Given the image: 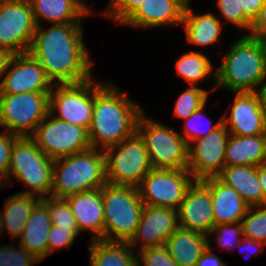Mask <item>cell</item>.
<instances>
[{
    "mask_svg": "<svg viewBox=\"0 0 266 266\" xmlns=\"http://www.w3.org/2000/svg\"><path fill=\"white\" fill-rule=\"evenodd\" d=\"M82 23L52 24L47 30L36 26L29 52L40 62L47 77L58 84L91 79L94 63L83 43Z\"/></svg>",
    "mask_w": 266,
    "mask_h": 266,
    "instance_id": "1",
    "label": "cell"
},
{
    "mask_svg": "<svg viewBox=\"0 0 266 266\" xmlns=\"http://www.w3.org/2000/svg\"><path fill=\"white\" fill-rule=\"evenodd\" d=\"M143 107L128 98L113 83L94 80V106L88 128L92 148L104 150L137 132Z\"/></svg>",
    "mask_w": 266,
    "mask_h": 266,
    "instance_id": "2",
    "label": "cell"
},
{
    "mask_svg": "<svg viewBox=\"0 0 266 266\" xmlns=\"http://www.w3.org/2000/svg\"><path fill=\"white\" fill-rule=\"evenodd\" d=\"M215 88L232 92H255L266 76L265 55L260 40L249 34L232 43L215 70Z\"/></svg>",
    "mask_w": 266,
    "mask_h": 266,
    "instance_id": "3",
    "label": "cell"
},
{
    "mask_svg": "<svg viewBox=\"0 0 266 266\" xmlns=\"http://www.w3.org/2000/svg\"><path fill=\"white\" fill-rule=\"evenodd\" d=\"M107 182L104 150L90 148L54 160L51 196L65 198L102 188Z\"/></svg>",
    "mask_w": 266,
    "mask_h": 266,
    "instance_id": "4",
    "label": "cell"
},
{
    "mask_svg": "<svg viewBox=\"0 0 266 266\" xmlns=\"http://www.w3.org/2000/svg\"><path fill=\"white\" fill-rule=\"evenodd\" d=\"M104 240L129 242L141 219L144 204L137 187L112 185L102 187Z\"/></svg>",
    "mask_w": 266,
    "mask_h": 266,
    "instance_id": "5",
    "label": "cell"
},
{
    "mask_svg": "<svg viewBox=\"0 0 266 266\" xmlns=\"http://www.w3.org/2000/svg\"><path fill=\"white\" fill-rule=\"evenodd\" d=\"M54 160L46 155L31 137H20L12 148L7 184L12 177L24 183V188L31 189L19 192L44 198L51 195Z\"/></svg>",
    "mask_w": 266,
    "mask_h": 266,
    "instance_id": "6",
    "label": "cell"
},
{
    "mask_svg": "<svg viewBox=\"0 0 266 266\" xmlns=\"http://www.w3.org/2000/svg\"><path fill=\"white\" fill-rule=\"evenodd\" d=\"M152 168L187 169L188 144L176 130L149 119L143 112L137 122Z\"/></svg>",
    "mask_w": 266,
    "mask_h": 266,
    "instance_id": "7",
    "label": "cell"
},
{
    "mask_svg": "<svg viewBox=\"0 0 266 266\" xmlns=\"http://www.w3.org/2000/svg\"><path fill=\"white\" fill-rule=\"evenodd\" d=\"M106 178L112 185L137 187L153 169L145 142L136 132L119 144L104 149Z\"/></svg>",
    "mask_w": 266,
    "mask_h": 266,
    "instance_id": "8",
    "label": "cell"
},
{
    "mask_svg": "<svg viewBox=\"0 0 266 266\" xmlns=\"http://www.w3.org/2000/svg\"><path fill=\"white\" fill-rule=\"evenodd\" d=\"M49 96L50 92L0 94V127L20 137H31L49 113Z\"/></svg>",
    "mask_w": 266,
    "mask_h": 266,
    "instance_id": "9",
    "label": "cell"
},
{
    "mask_svg": "<svg viewBox=\"0 0 266 266\" xmlns=\"http://www.w3.org/2000/svg\"><path fill=\"white\" fill-rule=\"evenodd\" d=\"M93 106V78L80 83H55L50 92L49 113L59 120L87 130L91 124ZM56 112L58 114L55 115Z\"/></svg>",
    "mask_w": 266,
    "mask_h": 266,
    "instance_id": "10",
    "label": "cell"
},
{
    "mask_svg": "<svg viewBox=\"0 0 266 266\" xmlns=\"http://www.w3.org/2000/svg\"><path fill=\"white\" fill-rule=\"evenodd\" d=\"M194 181L188 169L153 168L137 190L144 205L177 210Z\"/></svg>",
    "mask_w": 266,
    "mask_h": 266,
    "instance_id": "11",
    "label": "cell"
},
{
    "mask_svg": "<svg viewBox=\"0 0 266 266\" xmlns=\"http://www.w3.org/2000/svg\"><path fill=\"white\" fill-rule=\"evenodd\" d=\"M31 138L51 159L66 157L91 148L88 130L48 113Z\"/></svg>",
    "mask_w": 266,
    "mask_h": 266,
    "instance_id": "12",
    "label": "cell"
},
{
    "mask_svg": "<svg viewBox=\"0 0 266 266\" xmlns=\"http://www.w3.org/2000/svg\"><path fill=\"white\" fill-rule=\"evenodd\" d=\"M36 23L29 0H0V46L14 55L29 52Z\"/></svg>",
    "mask_w": 266,
    "mask_h": 266,
    "instance_id": "13",
    "label": "cell"
},
{
    "mask_svg": "<svg viewBox=\"0 0 266 266\" xmlns=\"http://www.w3.org/2000/svg\"><path fill=\"white\" fill-rule=\"evenodd\" d=\"M230 132L222 123L217 129L188 146L187 169L195 180L216 177L225 167Z\"/></svg>",
    "mask_w": 266,
    "mask_h": 266,
    "instance_id": "14",
    "label": "cell"
},
{
    "mask_svg": "<svg viewBox=\"0 0 266 266\" xmlns=\"http://www.w3.org/2000/svg\"><path fill=\"white\" fill-rule=\"evenodd\" d=\"M5 73L0 83V94L51 92L54 85L30 52L13 55Z\"/></svg>",
    "mask_w": 266,
    "mask_h": 266,
    "instance_id": "15",
    "label": "cell"
},
{
    "mask_svg": "<svg viewBox=\"0 0 266 266\" xmlns=\"http://www.w3.org/2000/svg\"><path fill=\"white\" fill-rule=\"evenodd\" d=\"M178 227L176 209L145 205L135 234L128 243L135 250L142 242L139 251L162 246Z\"/></svg>",
    "mask_w": 266,
    "mask_h": 266,
    "instance_id": "16",
    "label": "cell"
},
{
    "mask_svg": "<svg viewBox=\"0 0 266 266\" xmlns=\"http://www.w3.org/2000/svg\"><path fill=\"white\" fill-rule=\"evenodd\" d=\"M179 227L209 236L215 226L210 190L195 180L177 208Z\"/></svg>",
    "mask_w": 266,
    "mask_h": 266,
    "instance_id": "17",
    "label": "cell"
},
{
    "mask_svg": "<svg viewBox=\"0 0 266 266\" xmlns=\"http://www.w3.org/2000/svg\"><path fill=\"white\" fill-rule=\"evenodd\" d=\"M234 103L230 115L222 123L232 135L256 136L266 134V118L255 92H232Z\"/></svg>",
    "mask_w": 266,
    "mask_h": 266,
    "instance_id": "18",
    "label": "cell"
},
{
    "mask_svg": "<svg viewBox=\"0 0 266 266\" xmlns=\"http://www.w3.org/2000/svg\"><path fill=\"white\" fill-rule=\"evenodd\" d=\"M75 217L79 232L90 230L91 240H104L102 188L65 197Z\"/></svg>",
    "mask_w": 266,
    "mask_h": 266,
    "instance_id": "19",
    "label": "cell"
},
{
    "mask_svg": "<svg viewBox=\"0 0 266 266\" xmlns=\"http://www.w3.org/2000/svg\"><path fill=\"white\" fill-rule=\"evenodd\" d=\"M200 181L210 190L215 225L241 223L250 207L245 200L217 177Z\"/></svg>",
    "mask_w": 266,
    "mask_h": 266,
    "instance_id": "20",
    "label": "cell"
},
{
    "mask_svg": "<svg viewBox=\"0 0 266 266\" xmlns=\"http://www.w3.org/2000/svg\"><path fill=\"white\" fill-rule=\"evenodd\" d=\"M183 12L173 0H143L121 25L143 29L182 25Z\"/></svg>",
    "mask_w": 266,
    "mask_h": 266,
    "instance_id": "21",
    "label": "cell"
},
{
    "mask_svg": "<svg viewBox=\"0 0 266 266\" xmlns=\"http://www.w3.org/2000/svg\"><path fill=\"white\" fill-rule=\"evenodd\" d=\"M36 26L41 19L50 24L82 23V18L92 14L83 0H29Z\"/></svg>",
    "mask_w": 266,
    "mask_h": 266,
    "instance_id": "22",
    "label": "cell"
},
{
    "mask_svg": "<svg viewBox=\"0 0 266 266\" xmlns=\"http://www.w3.org/2000/svg\"><path fill=\"white\" fill-rule=\"evenodd\" d=\"M52 223L48 207L40 200L32 209L20 245L41 262L48 257V233Z\"/></svg>",
    "mask_w": 266,
    "mask_h": 266,
    "instance_id": "23",
    "label": "cell"
},
{
    "mask_svg": "<svg viewBox=\"0 0 266 266\" xmlns=\"http://www.w3.org/2000/svg\"><path fill=\"white\" fill-rule=\"evenodd\" d=\"M216 177L233 188L249 206L263 205V191L257 166H225Z\"/></svg>",
    "mask_w": 266,
    "mask_h": 266,
    "instance_id": "24",
    "label": "cell"
},
{
    "mask_svg": "<svg viewBox=\"0 0 266 266\" xmlns=\"http://www.w3.org/2000/svg\"><path fill=\"white\" fill-rule=\"evenodd\" d=\"M266 163V134L237 136L230 134L225 151V166H260Z\"/></svg>",
    "mask_w": 266,
    "mask_h": 266,
    "instance_id": "25",
    "label": "cell"
},
{
    "mask_svg": "<svg viewBox=\"0 0 266 266\" xmlns=\"http://www.w3.org/2000/svg\"><path fill=\"white\" fill-rule=\"evenodd\" d=\"M165 246L178 266H196L208 247V237L182 227L166 240Z\"/></svg>",
    "mask_w": 266,
    "mask_h": 266,
    "instance_id": "26",
    "label": "cell"
},
{
    "mask_svg": "<svg viewBox=\"0 0 266 266\" xmlns=\"http://www.w3.org/2000/svg\"><path fill=\"white\" fill-rule=\"evenodd\" d=\"M194 12L191 7L183 12L181 26L185 28L187 43L209 46L218 42L223 27L221 18L216 17L212 12L202 15H197Z\"/></svg>",
    "mask_w": 266,
    "mask_h": 266,
    "instance_id": "27",
    "label": "cell"
},
{
    "mask_svg": "<svg viewBox=\"0 0 266 266\" xmlns=\"http://www.w3.org/2000/svg\"><path fill=\"white\" fill-rule=\"evenodd\" d=\"M89 266H137V255L128 242L89 240Z\"/></svg>",
    "mask_w": 266,
    "mask_h": 266,
    "instance_id": "28",
    "label": "cell"
},
{
    "mask_svg": "<svg viewBox=\"0 0 266 266\" xmlns=\"http://www.w3.org/2000/svg\"><path fill=\"white\" fill-rule=\"evenodd\" d=\"M41 199L34 195L16 193L5 200L4 212L0 211L3 228L13 240L20 238L34 206Z\"/></svg>",
    "mask_w": 266,
    "mask_h": 266,
    "instance_id": "29",
    "label": "cell"
},
{
    "mask_svg": "<svg viewBox=\"0 0 266 266\" xmlns=\"http://www.w3.org/2000/svg\"><path fill=\"white\" fill-rule=\"evenodd\" d=\"M175 67L176 74L185 79L190 84L189 86H197L203 79L213 76L214 88H212V91L216 90V73L211 75L213 66L209 57L205 54L199 51L185 53L178 58Z\"/></svg>",
    "mask_w": 266,
    "mask_h": 266,
    "instance_id": "30",
    "label": "cell"
},
{
    "mask_svg": "<svg viewBox=\"0 0 266 266\" xmlns=\"http://www.w3.org/2000/svg\"><path fill=\"white\" fill-rule=\"evenodd\" d=\"M41 201L48 207L51 223L60 228H68L75 236L80 234L75 217L65 198L45 196Z\"/></svg>",
    "mask_w": 266,
    "mask_h": 266,
    "instance_id": "31",
    "label": "cell"
},
{
    "mask_svg": "<svg viewBox=\"0 0 266 266\" xmlns=\"http://www.w3.org/2000/svg\"><path fill=\"white\" fill-rule=\"evenodd\" d=\"M209 90L198 86H190L181 93L176 101L173 115L178 119H187L195 110L207 102Z\"/></svg>",
    "mask_w": 266,
    "mask_h": 266,
    "instance_id": "32",
    "label": "cell"
},
{
    "mask_svg": "<svg viewBox=\"0 0 266 266\" xmlns=\"http://www.w3.org/2000/svg\"><path fill=\"white\" fill-rule=\"evenodd\" d=\"M241 225L244 237L266 244V205L250 206Z\"/></svg>",
    "mask_w": 266,
    "mask_h": 266,
    "instance_id": "33",
    "label": "cell"
},
{
    "mask_svg": "<svg viewBox=\"0 0 266 266\" xmlns=\"http://www.w3.org/2000/svg\"><path fill=\"white\" fill-rule=\"evenodd\" d=\"M206 106V103L201 106L198 110H195L192 115H190L187 119H185L184 125H183V134L181 136L184 138V140L187 142L188 146L190 144H194V141L205 137L208 135L210 132L214 131L217 129L221 124H222V118L218 120L214 125L212 121L204 115V108ZM207 118V123L210 125L208 128L203 127V123L201 124V119ZM206 122V121H205ZM206 123V124H207Z\"/></svg>",
    "mask_w": 266,
    "mask_h": 266,
    "instance_id": "34",
    "label": "cell"
},
{
    "mask_svg": "<svg viewBox=\"0 0 266 266\" xmlns=\"http://www.w3.org/2000/svg\"><path fill=\"white\" fill-rule=\"evenodd\" d=\"M14 245H1L0 266H34L41 261L19 244V249Z\"/></svg>",
    "mask_w": 266,
    "mask_h": 266,
    "instance_id": "35",
    "label": "cell"
},
{
    "mask_svg": "<svg viewBox=\"0 0 266 266\" xmlns=\"http://www.w3.org/2000/svg\"><path fill=\"white\" fill-rule=\"evenodd\" d=\"M212 234L217 235V242L220 247L233 251L243 238L242 225L241 223L217 224L209 233V235Z\"/></svg>",
    "mask_w": 266,
    "mask_h": 266,
    "instance_id": "36",
    "label": "cell"
},
{
    "mask_svg": "<svg viewBox=\"0 0 266 266\" xmlns=\"http://www.w3.org/2000/svg\"><path fill=\"white\" fill-rule=\"evenodd\" d=\"M139 254L137 266H178L165 245L141 250Z\"/></svg>",
    "mask_w": 266,
    "mask_h": 266,
    "instance_id": "37",
    "label": "cell"
},
{
    "mask_svg": "<svg viewBox=\"0 0 266 266\" xmlns=\"http://www.w3.org/2000/svg\"><path fill=\"white\" fill-rule=\"evenodd\" d=\"M142 2L143 0H111L101 14L121 25Z\"/></svg>",
    "mask_w": 266,
    "mask_h": 266,
    "instance_id": "38",
    "label": "cell"
},
{
    "mask_svg": "<svg viewBox=\"0 0 266 266\" xmlns=\"http://www.w3.org/2000/svg\"><path fill=\"white\" fill-rule=\"evenodd\" d=\"M19 138L20 136L6 131L0 134V181L6 184L12 148Z\"/></svg>",
    "mask_w": 266,
    "mask_h": 266,
    "instance_id": "39",
    "label": "cell"
},
{
    "mask_svg": "<svg viewBox=\"0 0 266 266\" xmlns=\"http://www.w3.org/2000/svg\"><path fill=\"white\" fill-rule=\"evenodd\" d=\"M216 4L219 13L226 20L225 23L229 22L244 30V14L240 0H217Z\"/></svg>",
    "mask_w": 266,
    "mask_h": 266,
    "instance_id": "40",
    "label": "cell"
},
{
    "mask_svg": "<svg viewBox=\"0 0 266 266\" xmlns=\"http://www.w3.org/2000/svg\"><path fill=\"white\" fill-rule=\"evenodd\" d=\"M76 236L68 228H60L52 225L48 233V256L55 250L71 247Z\"/></svg>",
    "mask_w": 266,
    "mask_h": 266,
    "instance_id": "41",
    "label": "cell"
},
{
    "mask_svg": "<svg viewBox=\"0 0 266 266\" xmlns=\"http://www.w3.org/2000/svg\"><path fill=\"white\" fill-rule=\"evenodd\" d=\"M265 0H240L244 14V30H251L252 25L258 18Z\"/></svg>",
    "mask_w": 266,
    "mask_h": 266,
    "instance_id": "42",
    "label": "cell"
},
{
    "mask_svg": "<svg viewBox=\"0 0 266 266\" xmlns=\"http://www.w3.org/2000/svg\"><path fill=\"white\" fill-rule=\"evenodd\" d=\"M212 243L210 240V236H208V247L202 253L200 259L198 260L196 266H227L225 261H222L217 255L213 254L212 251Z\"/></svg>",
    "mask_w": 266,
    "mask_h": 266,
    "instance_id": "43",
    "label": "cell"
},
{
    "mask_svg": "<svg viewBox=\"0 0 266 266\" xmlns=\"http://www.w3.org/2000/svg\"><path fill=\"white\" fill-rule=\"evenodd\" d=\"M249 35L256 38L266 36V0L261 8L258 18L251 27Z\"/></svg>",
    "mask_w": 266,
    "mask_h": 266,
    "instance_id": "44",
    "label": "cell"
},
{
    "mask_svg": "<svg viewBox=\"0 0 266 266\" xmlns=\"http://www.w3.org/2000/svg\"><path fill=\"white\" fill-rule=\"evenodd\" d=\"M264 245H266L264 242L255 241L251 238H247V237L243 236L240 244L236 248L241 250V249H244L246 247V250L244 249L243 254L244 253L246 254L245 251H247L248 253L250 252L251 253L250 255L252 256V254L258 255L261 252V250H260V249H262L261 247H264Z\"/></svg>",
    "mask_w": 266,
    "mask_h": 266,
    "instance_id": "45",
    "label": "cell"
},
{
    "mask_svg": "<svg viewBox=\"0 0 266 266\" xmlns=\"http://www.w3.org/2000/svg\"><path fill=\"white\" fill-rule=\"evenodd\" d=\"M13 55L7 48L0 46V83Z\"/></svg>",
    "mask_w": 266,
    "mask_h": 266,
    "instance_id": "46",
    "label": "cell"
},
{
    "mask_svg": "<svg viewBox=\"0 0 266 266\" xmlns=\"http://www.w3.org/2000/svg\"><path fill=\"white\" fill-rule=\"evenodd\" d=\"M259 89H256L255 93L259 99L260 107L263 110L266 118V76L258 85Z\"/></svg>",
    "mask_w": 266,
    "mask_h": 266,
    "instance_id": "47",
    "label": "cell"
},
{
    "mask_svg": "<svg viewBox=\"0 0 266 266\" xmlns=\"http://www.w3.org/2000/svg\"><path fill=\"white\" fill-rule=\"evenodd\" d=\"M258 179L263 191V205H266V163L258 166Z\"/></svg>",
    "mask_w": 266,
    "mask_h": 266,
    "instance_id": "48",
    "label": "cell"
},
{
    "mask_svg": "<svg viewBox=\"0 0 266 266\" xmlns=\"http://www.w3.org/2000/svg\"><path fill=\"white\" fill-rule=\"evenodd\" d=\"M176 2L184 11L188 8L191 7L190 5V0H173Z\"/></svg>",
    "mask_w": 266,
    "mask_h": 266,
    "instance_id": "49",
    "label": "cell"
},
{
    "mask_svg": "<svg viewBox=\"0 0 266 266\" xmlns=\"http://www.w3.org/2000/svg\"><path fill=\"white\" fill-rule=\"evenodd\" d=\"M260 40V43L263 47L264 50V55H265V67H266V36L258 38Z\"/></svg>",
    "mask_w": 266,
    "mask_h": 266,
    "instance_id": "50",
    "label": "cell"
},
{
    "mask_svg": "<svg viewBox=\"0 0 266 266\" xmlns=\"http://www.w3.org/2000/svg\"><path fill=\"white\" fill-rule=\"evenodd\" d=\"M4 231V228H3V221H2V216L0 214V234L2 235V232Z\"/></svg>",
    "mask_w": 266,
    "mask_h": 266,
    "instance_id": "51",
    "label": "cell"
},
{
    "mask_svg": "<svg viewBox=\"0 0 266 266\" xmlns=\"http://www.w3.org/2000/svg\"><path fill=\"white\" fill-rule=\"evenodd\" d=\"M2 186H3V187H4V186L7 187V184H6V183H3V182L0 181V188H1Z\"/></svg>",
    "mask_w": 266,
    "mask_h": 266,
    "instance_id": "52",
    "label": "cell"
}]
</instances>
